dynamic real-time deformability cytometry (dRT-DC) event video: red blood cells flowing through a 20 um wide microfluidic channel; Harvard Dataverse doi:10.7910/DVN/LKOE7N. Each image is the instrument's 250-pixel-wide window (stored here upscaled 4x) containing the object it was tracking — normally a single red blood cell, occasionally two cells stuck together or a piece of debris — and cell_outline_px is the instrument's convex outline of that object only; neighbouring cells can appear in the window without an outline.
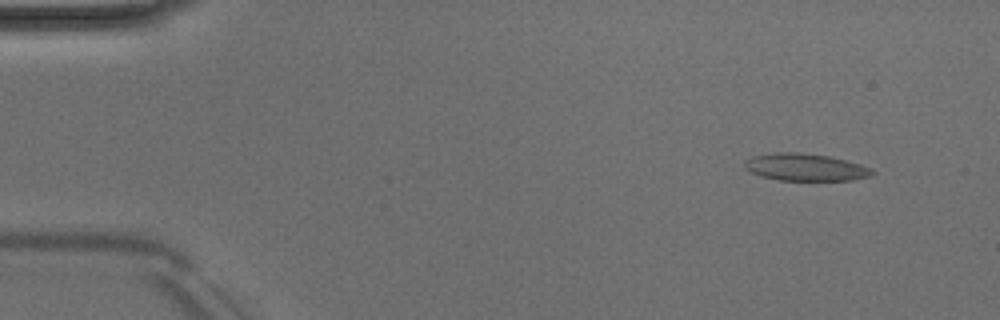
{"species": "Egyptian fruit bat (a non-hibernating species)", "species_latin": "Rousettus aegyptiacus", "temperature_condition": "room temperature", "stored_images_in_passage": 14, "camera_frame_rate_fps": 3000, "um_per_image_px": 0.085, "animal": {"sex": "male"}, "frame": {"image": 1, "passage_image": 3, "time_ms": 0.667, "image_size_px": [1000, 320], "cell_outline_px": [[876, 172], [872, 176], [852, 180], [780, 180], [760, 176], [748, 172], [744, 168], [744, 160], [752, 156], [772, 152], [800, 152], [828, 156], [860, 164], [872, 168]], "centroid_in_image_um": [68.42, 14.21], "position_along_channel_um": 16.6, "area_um2": 20.52}}
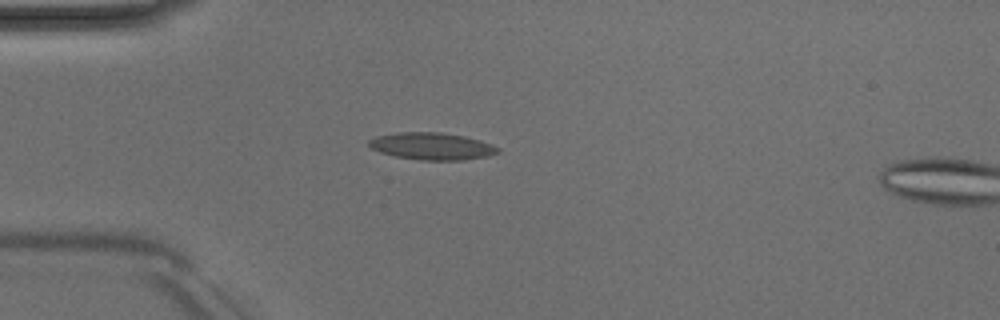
{"frame": {"image": 2, "passage_image": 12, "time_ms": 3.667, "image_size_px": [1000, 320], "cell_outline_px": [[500, 152], [488, 156], [460, 160], [420, 160], [396, 156], [380, 152], [372, 148], [368, 144], [368, 140], [376, 136], [400, 132], [440, 132], [464, 136], [480, 140], [492, 144], [500, 148]], "centroid_in_image_um": [36.73, 12.42], "position_along_channel_um": 48.3, "area_um2": 20.35}}